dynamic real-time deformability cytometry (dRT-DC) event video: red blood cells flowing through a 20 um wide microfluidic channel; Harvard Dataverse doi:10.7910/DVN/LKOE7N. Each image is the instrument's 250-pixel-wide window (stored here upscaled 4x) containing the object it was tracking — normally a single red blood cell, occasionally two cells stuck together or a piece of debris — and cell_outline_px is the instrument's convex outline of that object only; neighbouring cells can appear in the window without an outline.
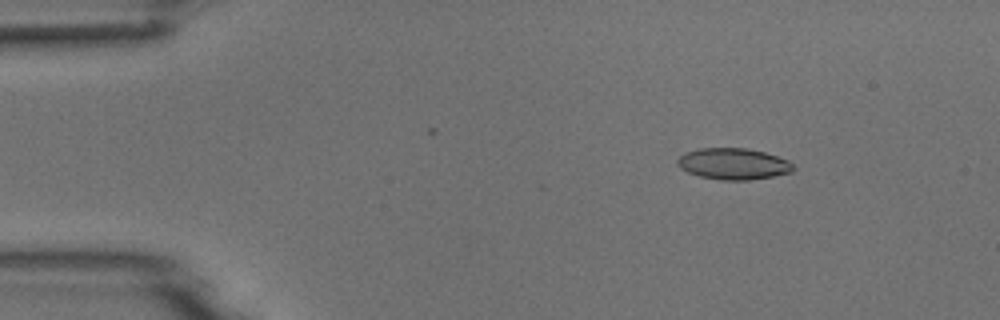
{"species": "common noctule bat (a hibernating species)", "species_latin": "Nyctalus noctula", "temperature_condition": "room temperature", "stored_images_in_passage": 5, "camera_frame_rate_fps": 3000, "um_per_image_px": 0.085, "animal": {"sex": "male", "body_mass_g": 18.8}, "frame": {"image": 1, "passage_image": 2, "time_ms": 1.333, "image_size_px": [1000, 320], "cell_outline_px": [[796, 168], [792, 172], [772, 176], [748, 180], [720, 180], [700, 176], [688, 172], [680, 168], [676, 164], [676, 160], [684, 152], [700, 148], [748, 148], [764, 152], [788, 160]], "centroid_in_image_um": [62.31, 13.92], "position_along_channel_um": 22.7, "area_um2": 21.21}}
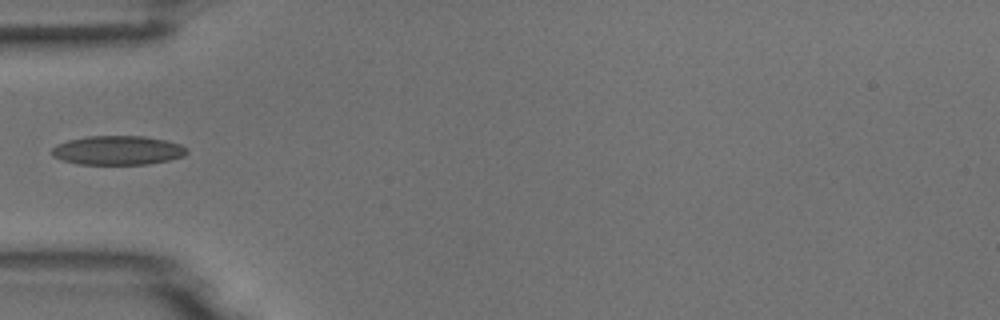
{"frame": {"image": 2, "passage_image": 5, "time_ms": 4.667, "image_size_px": [1000, 320], "cell_outline_px": [[188, 152], [184, 156], [168, 160], [148, 164], [76, 164], [52, 156], [52, 148], [56, 144], [68, 140], [88, 136], [144, 136], [164, 140], [180, 144], [188, 148]], "centroid_in_image_um": [10.01, 12.77], "position_along_channel_um": 75.0, "area_um2": 22.89}}